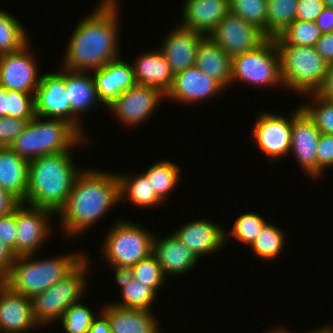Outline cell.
Returning <instances> with one entry per match:
<instances>
[{"label": "cell", "mask_w": 333, "mask_h": 333, "mask_svg": "<svg viewBox=\"0 0 333 333\" xmlns=\"http://www.w3.org/2000/svg\"><path fill=\"white\" fill-rule=\"evenodd\" d=\"M118 3L119 0H100L94 11L79 21L68 39L63 69L91 73L121 58Z\"/></svg>", "instance_id": "obj_1"}, {"label": "cell", "mask_w": 333, "mask_h": 333, "mask_svg": "<svg viewBox=\"0 0 333 333\" xmlns=\"http://www.w3.org/2000/svg\"><path fill=\"white\" fill-rule=\"evenodd\" d=\"M120 203L117 173L84 169L78 174L69 198L56 214L68 238H78Z\"/></svg>", "instance_id": "obj_2"}, {"label": "cell", "mask_w": 333, "mask_h": 333, "mask_svg": "<svg viewBox=\"0 0 333 333\" xmlns=\"http://www.w3.org/2000/svg\"><path fill=\"white\" fill-rule=\"evenodd\" d=\"M72 151L44 155L29 161L28 187L24 204L55 214L65 205L78 174Z\"/></svg>", "instance_id": "obj_3"}, {"label": "cell", "mask_w": 333, "mask_h": 333, "mask_svg": "<svg viewBox=\"0 0 333 333\" xmlns=\"http://www.w3.org/2000/svg\"><path fill=\"white\" fill-rule=\"evenodd\" d=\"M86 254L77 251L39 260L34 257L38 254L16 256L8 274L1 281L12 291L32 298L70 273Z\"/></svg>", "instance_id": "obj_4"}, {"label": "cell", "mask_w": 333, "mask_h": 333, "mask_svg": "<svg viewBox=\"0 0 333 333\" xmlns=\"http://www.w3.org/2000/svg\"><path fill=\"white\" fill-rule=\"evenodd\" d=\"M86 138L62 119L32 118L22 133L9 145L19 156L31 161L44 155L70 152Z\"/></svg>", "instance_id": "obj_5"}, {"label": "cell", "mask_w": 333, "mask_h": 333, "mask_svg": "<svg viewBox=\"0 0 333 333\" xmlns=\"http://www.w3.org/2000/svg\"><path fill=\"white\" fill-rule=\"evenodd\" d=\"M275 41L285 89L301 96L317 92L324 81L329 63L318 54L315 46L287 45L279 36Z\"/></svg>", "instance_id": "obj_6"}, {"label": "cell", "mask_w": 333, "mask_h": 333, "mask_svg": "<svg viewBox=\"0 0 333 333\" xmlns=\"http://www.w3.org/2000/svg\"><path fill=\"white\" fill-rule=\"evenodd\" d=\"M107 231L103 246L100 247L102 258L114 273L128 271L140 260L153 253L155 234L147 231L140 224L119 218Z\"/></svg>", "instance_id": "obj_7"}, {"label": "cell", "mask_w": 333, "mask_h": 333, "mask_svg": "<svg viewBox=\"0 0 333 333\" xmlns=\"http://www.w3.org/2000/svg\"><path fill=\"white\" fill-rule=\"evenodd\" d=\"M91 264L86 256L65 277L31 298L33 315L40 328L49 326L54 321H60L70 305L81 301L87 290L86 279Z\"/></svg>", "instance_id": "obj_8"}, {"label": "cell", "mask_w": 333, "mask_h": 333, "mask_svg": "<svg viewBox=\"0 0 333 333\" xmlns=\"http://www.w3.org/2000/svg\"><path fill=\"white\" fill-rule=\"evenodd\" d=\"M234 82H242L253 87L284 88L275 38H268L256 49L232 58L231 85Z\"/></svg>", "instance_id": "obj_9"}, {"label": "cell", "mask_w": 333, "mask_h": 333, "mask_svg": "<svg viewBox=\"0 0 333 333\" xmlns=\"http://www.w3.org/2000/svg\"><path fill=\"white\" fill-rule=\"evenodd\" d=\"M35 114L43 118L62 119L72 124L84 137L82 121L73 112L65 88V69L41 76L35 94Z\"/></svg>", "instance_id": "obj_10"}, {"label": "cell", "mask_w": 333, "mask_h": 333, "mask_svg": "<svg viewBox=\"0 0 333 333\" xmlns=\"http://www.w3.org/2000/svg\"><path fill=\"white\" fill-rule=\"evenodd\" d=\"M257 114L251 132L252 141L272 163L288 156L291 150L293 112L288 117L264 110Z\"/></svg>", "instance_id": "obj_11"}, {"label": "cell", "mask_w": 333, "mask_h": 333, "mask_svg": "<svg viewBox=\"0 0 333 333\" xmlns=\"http://www.w3.org/2000/svg\"><path fill=\"white\" fill-rule=\"evenodd\" d=\"M165 98L166 95L157 88L135 84L121 93L106 108L112 111V115L114 114L121 124L135 128L150 119L156 111L155 108Z\"/></svg>", "instance_id": "obj_12"}, {"label": "cell", "mask_w": 333, "mask_h": 333, "mask_svg": "<svg viewBox=\"0 0 333 333\" xmlns=\"http://www.w3.org/2000/svg\"><path fill=\"white\" fill-rule=\"evenodd\" d=\"M53 211L23 202L16 208V256L38 253L51 235Z\"/></svg>", "instance_id": "obj_13"}, {"label": "cell", "mask_w": 333, "mask_h": 333, "mask_svg": "<svg viewBox=\"0 0 333 333\" xmlns=\"http://www.w3.org/2000/svg\"><path fill=\"white\" fill-rule=\"evenodd\" d=\"M30 42L22 49L0 55V86L7 90L36 94L42 74H39ZM30 50V52H29Z\"/></svg>", "instance_id": "obj_14"}, {"label": "cell", "mask_w": 333, "mask_h": 333, "mask_svg": "<svg viewBox=\"0 0 333 333\" xmlns=\"http://www.w3.org/2000/svg\"><path fill=\"white\" fill-rule=\"evenodd\" d=\"M208 37L231 58L256 49L268 39L257 26L230 11Z\"/></svg>", "instance_id": "obj_15"}, {"label": "cell", "mask_w": 333, "mask_h": 333, "mask_svg": "<svg viewBox=\"0 0 333 333\" xmlns=\"http://www.w3.org/2000/svg\"><path fill=\"white\" fill-rule=\"evenodd\" d=\"M321 133L314 122L299 106L293 110L290 153L307 177L317 179L316 149Z\"/></svg>", "instance_id": "obj_16"}, {"label": "cell", "mask_w": 333, "mask_h": 333, "mask_svg": "<svg viewBox=\"0 0 333 333\" xmlns=\"http://www.w3.org/2000/svg\"><path fill=\"white\" fill-rule=\"evenodd\" d=\"M224 90L216 80L195 65L175 74L173 86L167 93L166 99L191 105L217 97Z\"/></svg>", "instance_id": "obj_17"}, {"label": "cell", "mask_w": 333, "mask_h": 333, "mask_svg": "<svg viewBox=\"0 0 333 333\" xmlns=\"http://www.w3.org/2000/svg\"><path fill=\"white\" fill-rule=\"evenodd\" d=\"M224 229L209 219H197L180 225L173 234L200 259L225 248L227 230Z\"/></svg>", "instance_id": "obj_18"}, {"label": "cell", "mask_w": 333, "mask_h": 333, "mask_svg": "<svg viewBox=\"0 0 333 333\" xmlns=\"http://www.w3.org/2000/svg\"><path fill=\"white\" fill-rule=\"evenodd\" d=\"M38 327L31 298L12 291L0 281V333H28Z\"/></svg>", "instance_id": "obj_19"}, {"label": "cell", "mask_w": 333, "mask_h": 333, "mask_svg": "<svg viewBox=\"0 0 333 333\" xmlns=\"http://www.w3.org/2000/svg\"><path fill=\"white\" fill-rule=\"evenodd\" d=\"M177 25L166 34L159 48L174 75L195 66L199 43L205 37L179 23Z\"/></svg>", "instance_id": "obj_20"}, {"label": "cell", "mask_w": 333, "mask_h": 333, "mask_svg": "<svg viewBox=\"0 0 333 333\" xmlns=\"http://www.w3.org/2000/svg\"><path fill=\"white\" fill-rule=\"evenodd\" d=\"M181 26L209 36L229 12V0H185Z\"/></svg>", "instance_id": "obj_21"}, {"label": "cell", "mask_w": 333, "mask_h": 333, "mask_svg": "<svg viewBox=\"0 0 333 333\" xmlns=\"http://www.w3.org/2000/svg\"><path fill=\"white\" fill-rule=\"evenodd\" d=\"M96 92L103 107L136 84L132 64L123 58L92 71Z\"/></svg>", "instance_id": "obj_22"}, {"label": "cell", "mask_w": 333, "mask_h": 333, "mask_svg": "<svg viewBox=\"0 0 333 333\" xmlns=\"http://www.w3.org/2000/svg\"><path fill=\"white\" fill-rule=\"evenodd\" d=\"M163 237L156 234L153 240V254L156 256L164 275L176 277L185 275L198 264V258L173 233Z\"/></svg>", "instance_id": "obj_23"}, {"label": "cell", "mask_w": 333, "mask_h": 333, "mask_svg": "<svg viewBox=\"0 0 333 333\" xmlns=\"http://www.w3.org/2000/svg\"><path fill=\"white\" fill-rule=\"evenodd\" d=\"M131 64L136 84L157 88L165 95L171 90L175 75L159 49L140 54Z\"/></svg>", "instance_id": "obj_24"}, {"label": "cell", "mask_w": 333, "mask_h": 333, "mask_svg": "<svg viewBox=\"0 0 333 333\" xmlns=\"http://www.w3.org/2000/svg\"><path fill=\"white\" fill-rule=\"evenodd\" d=\"M112 333H161L160 322L153 311L132 309L109 303L101 307Z\"/></svg>", "instance_id": "obj_25"}, {"label": "cell", "mask_w": 333, "mask_h": 333, "mask_svg": "<svg viewBox=\"0 0 333 333\" xmlns=\"http://www.w3.org/2000/svg\"><path fill=\"white\" fill-rule=\"evenodd\" d=\"M28 176L29 161L9 147L0 148V187L24 202Z\"/></svg>", "instance_id": "obj_26"}, {"label": "cell", "mask_w": 333, "mask_h": 333, "mask_svg": "<svg viewBox=\"0 0 333 333\" xmlns=\"http://www.w3.org/2000/svg\"><path fill=\"white\" fill-rule=\"evenodd\" d=\"M195 65L225 90L231 85L232 58L208 36L199 43Z\"/></svg>", "instance_id": "obj_27"}, {"label": "cell", "mask_w": 333, "mask_h": 333, "mask_svg": "<svg viewBox=\"0 0 333 333\" xmlns=\"http://www.w3.org/2000/svg\"><path fill=\"white\" fill-rule=\"evenodd\" d=\"M65 88L69 96L72 112L79 119L86 112L91 111L92 108L102 104L97 96L95 82L90 72L65 70Z\"/></svg>", "instance_id": "obj_28"}, {"label": "cell", "mask_w": 333, "mask_h": 333, "mask_svg": "<svg viewBox=\"0 0 333 333\" xmlns=\"http://www.w3.org/2000/svg\"><path fill=\"white\" fill-rule=\"evenodd\" d=\"M119 179L120 202L130 201L139 209L154 208L164 201L157 195L151 185V181L144 173L129 175L127 173L117 174Z\"/></svg>", "instance_id": "obj_29"}, {"label": "cell", "mask_w": 333, "mask_h": 333, "mask_svg": "<svg viewBox=\"0 0 333 333\" xmlns=\"http://www.w3.org/2000/svg\"><path fill=\"white\" fill-rule=\"evenodd\" d=\"M114 277L121 292V300L113 304L124 308L153 311L151 308L158 295L151 287L140 283L127 271L115 273Z\"/></svg>", "instance_id": "obj_30"}, {"label": "cell", "mask_w": 333, "mask_h": 333, "mask_svg": "<svg viewBox=\"0 0 333 333\" xmlns=\"http://www.w3.org/2000/svg\"><path fill=\"white\" fill-rule=\"evenodd\" d=\"M157 195L165 202L167 196L177 187V183L181 179V168L171 160H162L152 164L146 171L143 172Z\"/></svg>", "instance_id": "obj_31"}, {"label": "cell", "mask_w": 333, "mask_h": 333, "mask_svg": "<svg viewBox=\"0 0 333 333\" xmlns=\"http://www.w3.org/2000/svg\"><path fill=\"white\" fill-rule=\"evenodd\" d=\"M27 29L7 11L0 9V55L16 52L30 41Z\"/></svg>", "instance_id": "obj_32"}, {"label": "cell", "mask_w": 333, "mask_h": 333, "mask_svg": "<svg viewBox=\"0 0 333 333\" xmlns=\"http://www.w3.org/2000/svg\"><path fill=\"white\" fill-rule=\"evenodd\" d=\"M14 117L30 121L35 114V94L7 90L0 86V117Z\"/></svg>", "instance_id": "obj_33"}, {"label": "cell", "mask_w": 333, "mask_h": 333, "mask_svg": "<svg viewBox=\"0 0 333 333\" xmlns=\"http://www.w3.org/2000/svg\"><path fill=\"white\" fill-rule=\"evenodd\" d=\"M266 36L278 37L294 20L298 0H267Z\"/></svg>", "instance_id": "obj_34"}, {"label": "cell", "mask_w": 333, "mask_h": 333, "mask_svg": "<svg viewBox=\"0 0 333 333\" xmlns=\"http://www.w3.org/2000/svg\"><path fill=\"white\" fill-rule=\"evenodd\" d=\"M285 233L282 228L268 222L250 246L253 254L263 261L275 260L284 250L287 238Z\"/></svg>", "instance_id": "obj_35"}, {"label": "cell", "mask_w": 333, "mask_h": 333, "mask_svg": "<svg viewBox=\"0 0 333 333\" xmlns=\"http://www.w3.org/2000/svg\"><path fill=\"white\" fill-rule=\"evenodd\" d=\"M304 96L309 97L312 101L300 105L301 109L314 122L321 134L333 135V102L324 99L316 92Z\"/></svg>", "instance_id": "obj_36"}, {"label": "cell", "mask_w": 333, "mask_h": 333, "mask_svg": "<svg viewBox=\"0 0 333 333\" xmlns=\"http://www.w3.org/2000/svg\"><path fill=\"white\" fill-rule=\"evenodd\" d=\"M267 223L268 221L260 214L253 212L241 214L234 220L231 232H225L226 242L227 237L232 236L243 245L250 247Z\"/></svg>", "instance_id": "obj_37"}, {"label": "cell", "mask_w": 333, "mask_h": 333, "mask_svg": "<svg viewBox=\"0 0 333 333\" xmlns=\"http://www.w3.org/2000/svg\"><path fill=\"white\" fill-rule=\"evenodd\" d=\"M127 272L136 280L140 281V283L151 287L157 294L168 280L153 253L147 258L140 260Z\"/></svg>", "instance_id": "obj_38"}, {"label": "cell", "mask_w": 333, "mask_h": 333, "mask_svg": "<svg viewBox=\"0 0 333 333\" xmlns=\"http://www.w3.org/2000/svg\"><path fill=\"white\" fill-rule=\"evenodd\" d=\"M322 32L315 22L294 20L279 37L287 45L315 46Z\"/></svg>", "instance_id": "obj_39"}, {"label": "cell", "mask_w": 333, "mask_h": 333, "mask_svg": "<svg viewBox=\"0 0 333 333\" xmlns=\"http://www.w3.org/2000/svg\"><path fill=\"white\" fill-rule=\"evenodd\" d=\"M267 0H229V11L257 26L266 35Z\"/></svg>", "instance_id": "obj_40"}, {"label": "cell", "mask_w": 333, "mask_h": 333, "mask_svg": "<svg viewBox=\"0 0 333 333\" xmlns=\"http://www.w3.org/2000/svg\"><path fill=\"white\" fill-rule=\"evenodd\" d=\"M96 316L90 307L79 301L65 310L59 322L66 333H88Z\"/></svg>", "instance_id": "obj_41"}, {"label": "cell", "mask_w": 333, "mask_h": 333, "mask_svg": "<svg viewBox=\"0 0 333 333\" xmlns=\"http://www.w3.org/2000/svg\"><path fill=\"white\" fill-rule=\"evenodd\" d=\"M26 119L0 117V148L9 145L22 133L27 124Z\"/></svg>", "instance_id": "obj_42"}, {"label": "cell", "mask_w": 333, "mask_h": 333, "mask_svg": "<svg viewBox=\"0 0 333 333\" xmlns=\"http://www.w3.org/2000/svg\"><path fill=\"white\" fill-rule=\"evenodd\" d=\"M317 179L333 166V135L321 134L316 149Z\"/></svg>", "instance_id": "obj_43"}, {"label": "cell", "mask_w": 333, "mask_h": 333, "mask_svg": "<svg viewBox=\"0 0 333 333\" xmlns=\"http://www.w3.org/2000/svg\"><path fill=\"white\" fill-rule=\"evenodd\" d=\"M16 210L0 217V239L16 256Z\"/></svg>", "instance_id": "obj_44"}, {"label": "cell", "mask_w": 333, "mask_h": 333, "mask_svg": "<svg viewBox=\"0 0 333 333\" xmlns=\"http://www.w3.org/2000/svg\"><path fill=\"white\" fill-rule=\"evenodd\" d=\"M324 8L323 0H298L296 19L315 22Z\"/></svg>", "instance_id": "obj_45"}, {"label": "cell", "mask_w": 333, "mask_h": 333, "mask_svg": "<svg viewBox=\"0 0 333 333\" xmlns=\"http://www.w3.org/2000/svg\"><path fill=\"white\" fill-rule=\"evenodd\" d=\"M318 54L329 64L333 63V32L322 34L315 45Z\"/></svg>", "instance_id": "obj_46"}, {"label": "cell", "mask_w": 333, "mask_h": 333, "mask_svg": "<svg viewBox=\"0 0 333 333\" xmlns=\"http://www.w3.org/2000/svg\"><path fill=\"white\" fill-rule=\"evenodd\" d=\"M21 203L16 196L0 187V217L16 210Z\"/></svg>", "instance_id": "obj_47"}, {"label": "cell", "mask_w": 333, "mask_h": 333, "mask_svg": "<svg viewBox=\"0 0 333 333\" xmlns=\"http://www.w3.org/2000/svg\"><path fill=\"white\" fill-rule=\"evenodd\" d=\"M15 257L12 250L0 239V281L8 274Z\"/></svg>", "instance_id": "obj_48"}, {"label": "cell", "mask_w": 333, "mask_h": 333, "mask_svg": "<svg viewBox=\"0 0 333 333\" xmlns=\"http://www.w3.org/2000/svg\"><path fill=\"white\" fill-rule=\"evenodd\" d=\"M316 93L322 96L324 99L333 102V63L328 65V70L324 81Z\"/></svg>", "instance_id": "obj_49"}, {"label": "cell", "mask_w": 333, "mask_h": 333, "mask_svg": "<svg viewBox=\"0 0 333 333\" xmlns=\"http://www.w3.org/2000/svg\"><path fill=\"white\" fill-rule=\"evenodd\" d=\"M315 23L320 28L322 34L333 32V9L325 7L316 18Z\"/></svg>", "instance_id": "obj_50"}, {"label": "cell", "mask_w": 333, "mask_h": 333, "mask_svg": "<svg viewBox=\"0 0 333 333\" xmlns=\"http://www.w3.org/2000/svg\"><path fill=\"white\" fill-rule=\"evenodd\" d=\"M88 333H112L110 322L102 311L94 318Z\"/></svg>", "instance_id": "obj_51"}, {"label": "cell", "mask_w": 333, "mask_h": 333, "mask_svg": "<svg viewBox=\"0 0 333 333\" xmlns=\"http://www.w3.org/2000/svg\"><path fill=\"white\" fill-rule=\"evenodd\" d=\"M304 333H333V324L330 325L327 323L326 325H323L320 328L317 327L312 330L309 329L308 332L305 331Z\"/></svg>", "instance_id": "obj_52"}, {"label": "cell", "mask_w": 333, "mask_h": 333, "mask_svg": "<svg viewBox=\"0 0 333 333\" xmlns=\"http://www.w3.org/2000/svg\"><path fill=\"white\" fill-rule=\"evenodd\" d=\"M275 328V329H274ZM274 328H272L271 330H269V332H267V333H291L288 329H287V327L286 328H284L283 326H281V327H274Z\"/></svg>", "instance_id": "obj_53"}, {"label": "cell", "mask_w": 333, "mask_h": 333, "mask_svg": "<svg viewBox=\"0 0 333 333\" xmlns=\"http://www.w3.org/2000/svg\"><path fill=\"white\" fill-rule=\"evenodd\" d=\"M325 7L333 9V0H323Z\"/></svg>", "instance_id": "obj_54"}]
</instances>
